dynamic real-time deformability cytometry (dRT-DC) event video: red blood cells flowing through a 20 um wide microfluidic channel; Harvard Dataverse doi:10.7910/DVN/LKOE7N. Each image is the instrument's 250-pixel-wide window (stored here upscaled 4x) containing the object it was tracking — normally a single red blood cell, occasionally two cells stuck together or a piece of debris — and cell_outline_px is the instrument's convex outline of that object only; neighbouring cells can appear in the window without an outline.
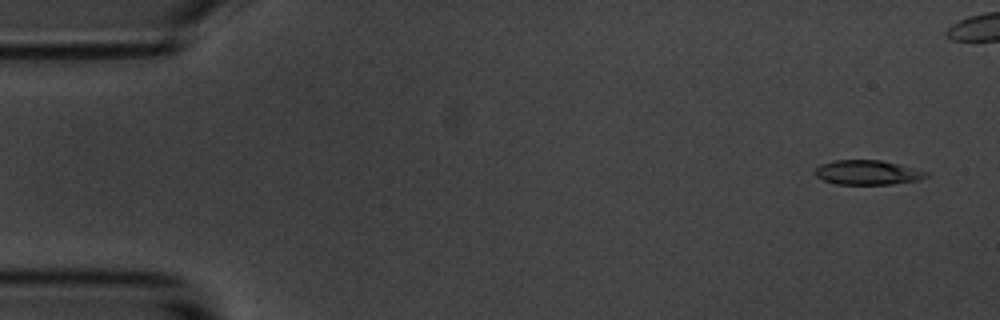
{"species": "common noctule bat (a hibernating species)", "species_latin": "Nyctalus noctula", "temperature_condition": "room temperature", "stored_images_in_passage": 6, "camera_frame_rate_fps": 3000, "um_per_image_px": 0.085, "animal": {"sex": "male", "body_mass_g": 20.1, "forearm_length_mm": 53.5}, "frame": {"image": 1, "passage_image": 1, "time_ms": 0.0, "image_size_px": [1000, 320], "cell_outline_px": [[928, 176], [920, 180], [892, 184], [836, 184], [824, 180], [816, 176], [816, 168], [820, 164], [832, 160], [880, 160], [928, 172]], "centroid_in_image_um": [73.72, 14.66], "position_along_channel_um": 11.3, "area_um2": 15.72}}